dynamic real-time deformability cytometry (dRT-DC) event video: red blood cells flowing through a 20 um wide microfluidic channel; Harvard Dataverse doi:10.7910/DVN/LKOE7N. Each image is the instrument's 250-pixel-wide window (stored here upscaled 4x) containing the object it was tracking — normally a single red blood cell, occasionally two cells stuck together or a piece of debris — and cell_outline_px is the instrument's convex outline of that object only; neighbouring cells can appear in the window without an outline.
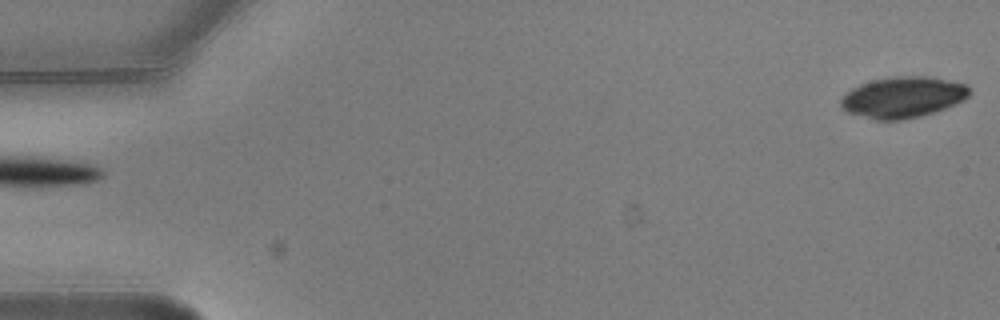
{"species": "common noctule bat (a hibernating species)", "species_latin": "Nyctalus noctula", "temperature_condition": "warm", "stored_images_in_passage": 6, "camera_frame_rate_fps": 3000, "um_per_image_px": 0.085, "animal": {"sex": "male", "body_mass_g": 20.5, "forearm_length_mm": 52.5}, "frame": {"image": 1, "passage_image": 1, "time_ms": 0.0, "image_size_px": [1000, 320], "cell_outline_px": [[972, 92], [964, 100], [956, 104], [936, 112], [920, 116], [900, 120], [876, 120], [848, 112], [840, 104], [840, 100], [852, 88], [860, 84], [872, 80], [892, 76], [928, 76], [968, 84]], "centroid_in_image_um": [76.8, 8.26], "position_along_channel_um": 8.2, "area_um2": 30.87}}